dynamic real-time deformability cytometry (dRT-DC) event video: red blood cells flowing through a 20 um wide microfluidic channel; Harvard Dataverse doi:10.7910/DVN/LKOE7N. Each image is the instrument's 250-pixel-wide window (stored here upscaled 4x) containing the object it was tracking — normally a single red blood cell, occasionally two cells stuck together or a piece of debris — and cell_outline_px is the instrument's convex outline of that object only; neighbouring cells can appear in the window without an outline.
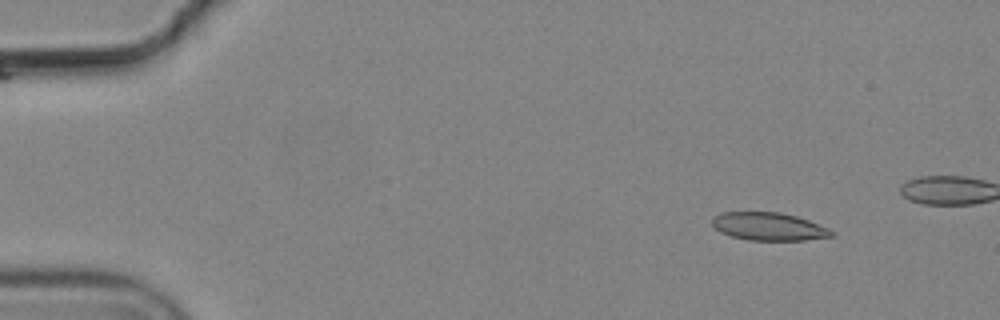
{"species": "common noctule bat (a hibernating species)", "species_latin": "Nyctalus noctula", "temperature_condition": "cold", "stored_images_in_passage": 7, "segment_of_instrument_passage": [1, 2], "camera_frame_rate_fps": 3000, "um_per_image_px": 0.085, "animal": {"sex": "male", "body_mass_g": 19.2, "forearm_length_mm": 51.8}, "frame": {"image": 1, "passage_image": 2, "time_ms": 0.333, "image_size_px": [1000, 320], "cell_outline_px": [[836, 236], [804, 240], [748, 240], [732, 236], [720, 232], [712, 224], [712, 216], [724, 212], [780, 212], [796, 216], [808, 220], [828, 228], [836, 232]], "centroid_in_image_um": [65.37, 19.25], "position_along_channel_um": 19.6, "area_um2": 19.48}}
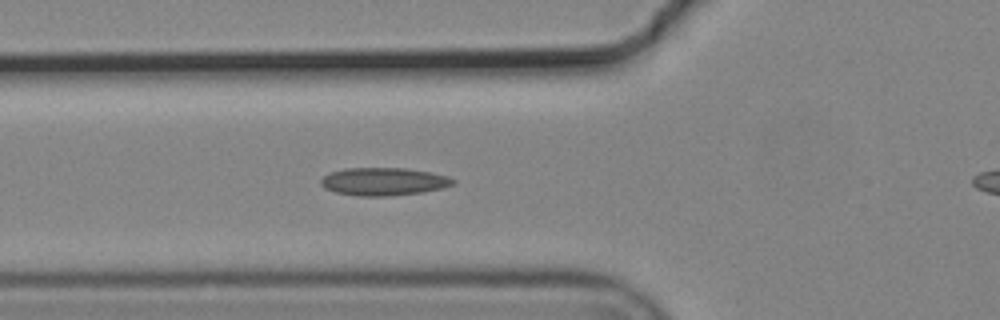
{"frame": {"image": 2, "passage_image": 6, "time_ms": 1.667, "image_size_px": [1000, 320], "cell_outline_px": [[456, 184], [444, 188], [420, 192], [384, 196], [360, 196], [336, 192], [324, 188], [320, 184], [320, 180], [328, 172], [344, 168], [404, 168], [428, 172], [448, 176], [456, 180]], "centroid_in_image_um": [32.6, 15.42], "position_along_channel_um": 93.2, "area_um2": 21.44}}